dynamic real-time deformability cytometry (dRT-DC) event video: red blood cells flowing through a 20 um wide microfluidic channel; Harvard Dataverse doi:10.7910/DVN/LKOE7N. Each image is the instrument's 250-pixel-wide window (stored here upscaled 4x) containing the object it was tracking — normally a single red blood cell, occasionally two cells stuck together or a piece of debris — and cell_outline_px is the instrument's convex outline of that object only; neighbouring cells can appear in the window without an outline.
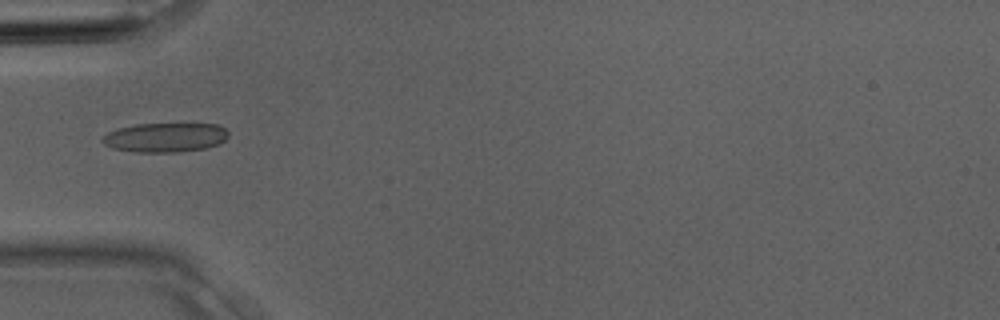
{"species": "Egyptian fruit bat (a non-hibernating species)", "species_latin": "Rousettus aegyptiacus", "temperature_condition": "room temperature", "stored_images_in_passage": 2, "camera_frame_rate_fps": 3000, "um_per_image_px": 0.085, "animal": {"sex": "male"}, "frame": {"image": 1, "passage_image": 2, "time_ms": 0.333, "image_size_px": [1000, 320], "cell_outline_px": [[228, 136], [224, 140], [216, 144], [204, 148], [176, 152], [136, 152], [112, 148], [104, 144], [100, 140], [100, 136], [108, 132], [120, 128], [136, 124], [216, 124], [224, 128], [228, 132]], "centroid_in_image_um": [13.98, 11.68], "position_along_channel_um": 71.0, "area_um2": 21.39}}